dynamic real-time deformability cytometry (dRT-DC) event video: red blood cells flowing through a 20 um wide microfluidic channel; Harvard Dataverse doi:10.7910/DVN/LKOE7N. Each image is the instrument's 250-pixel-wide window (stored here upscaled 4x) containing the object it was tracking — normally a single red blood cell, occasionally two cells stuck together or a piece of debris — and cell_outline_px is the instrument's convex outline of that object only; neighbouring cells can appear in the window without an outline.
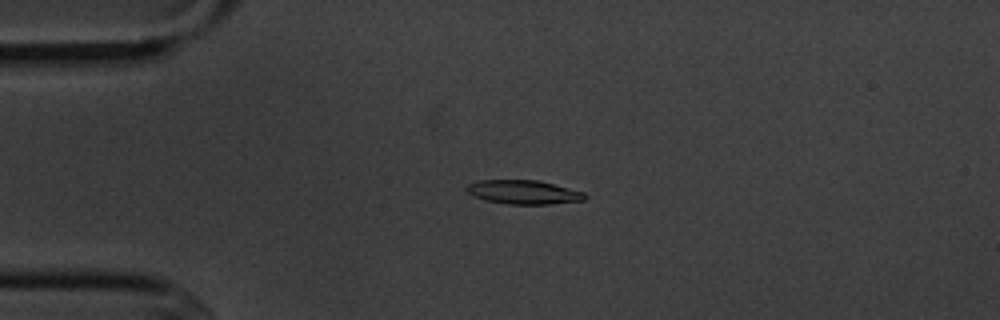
{"species": "common noctule bat (a hibernating species)", "species_latin": "Nyctalus noctula", "temperature_condition": "cold", "stored_images_in_passage": 4, "camera_frame_rate_fps": 3000, "um_per_image_px": 0.085, "animal": {"sex": "male", "body_mass_g": 20.1, "forearm_length_mm": 53.5}, "frame": {"image": 1, "passage_image": 3, "time_ms": 3.333, "image_size_px": [1000, 320], "cell_outline_px": [[588, 196], [584, 200], [548, 204], [508, 204], [488, 200], [472, 196], [464, 188], [468, 184], [480, 180], [540, 180], [584, 192]], "centroid_in_image_um": [44.51, 16.32], "position_along_channel_um": 40.5, "area_um2": 16.47}}